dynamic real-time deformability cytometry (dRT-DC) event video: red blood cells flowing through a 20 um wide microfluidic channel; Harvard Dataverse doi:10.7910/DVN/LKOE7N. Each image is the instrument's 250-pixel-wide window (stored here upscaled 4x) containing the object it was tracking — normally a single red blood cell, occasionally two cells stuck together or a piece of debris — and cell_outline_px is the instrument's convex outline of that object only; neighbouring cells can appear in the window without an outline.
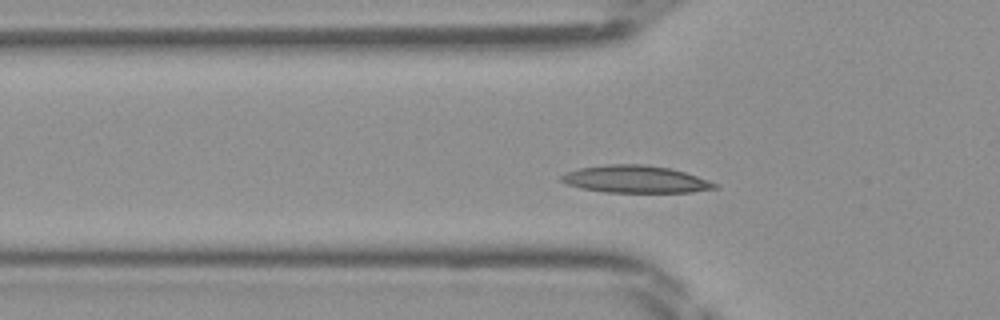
{"species": "Egyptian fruit bat (a non-hibernating species)", "species_latin": "Rousettus aegyptiacus", "temperature_condition": "room temperature", "stored_images_in_passage": 43, "camera_frame_rate_fps": 3000, "um_per_image_px": 0.085, "frame": {"image": 1, "passage_image": 10, "time_ms": 3.0, "image_size_px": [1000, 320], "cell_outline_px": [[720, 188], [692, 192], [604, 192], [584, 188], [568, 184], [560, 180], [560, 176], [568, 172], [580, 168], [604, 164], [644, 164], [668, 168], [684, 172], [720, 184]], "centroid_in_image_um": [54.06, 15.23], "position_along_channel_um": 71.7, "area_um2": 24.28}}
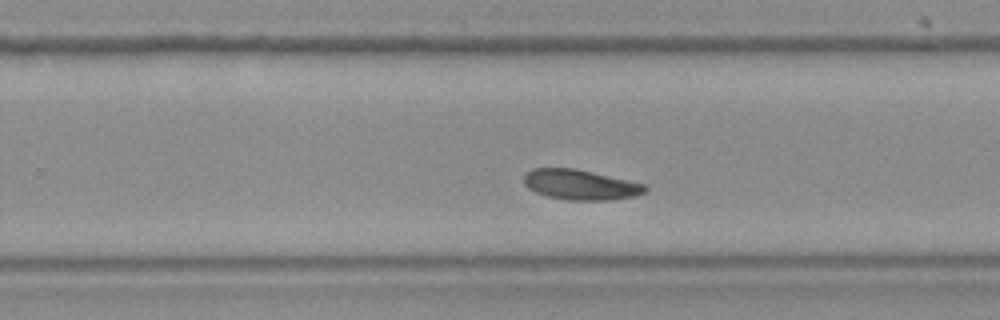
{"frame": {"image": 2, "passage_image": 25, "time_ms": 8.0, "image_size_px": [1000, 320], "cell_outline_px": [[648, 192], [636, 196], [608, 200], [568, 200], [548, 196], [536, 192], [528, 188], [524, 184], [524, 176], [532, 168], [572, 168], [592, 172], [644, 184], [648, 188]], "centroid_in_image_um": [49.35, 15.71], "position_along_channel_um": 280.5, "area_um2": 21.15}}
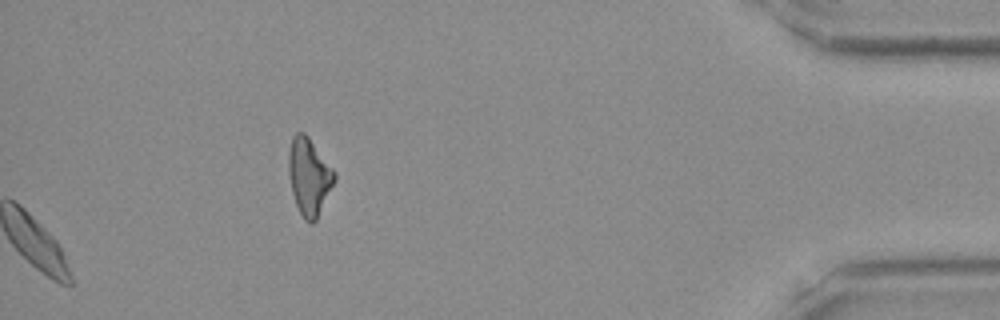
{"frame": {"image": 3, "passage_image": 43, "time_ms": 14.0, "image_size_px": [1000, 320], "cell_outline_px": [[336, 180], [316, 220], [312, 224], [308, 224], [304, 220], [296, 204], [292, 192], [288, 172], [288, 152], [292, 136], [296, 132], [304, 132], [308, 136], [336, 172]], "centroid_in_image_um": [26.27, 15.0], "position_along_channel_um": 408.9, "area_um2": 20.75}}